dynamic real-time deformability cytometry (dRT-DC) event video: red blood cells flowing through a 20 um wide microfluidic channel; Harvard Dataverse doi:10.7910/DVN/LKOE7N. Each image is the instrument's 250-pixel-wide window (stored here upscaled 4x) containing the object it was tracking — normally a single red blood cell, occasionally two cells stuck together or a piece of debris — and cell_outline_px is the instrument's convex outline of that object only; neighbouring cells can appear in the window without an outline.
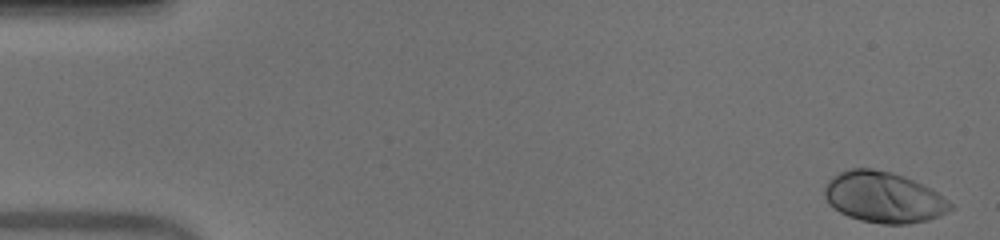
{"species": "human", "species_latin": "Homo sapiens", "temperature_condition": "warm", "stored_images_in_passage": 51, "camera_frame_rate_fps": 3000, "um_per_image_px": 0.085, "donor": {"sex": "male"}, "frame": {"image": 1, "passage_image": 1, "time_ms": 0.0, "image_size_px": [1000, 240], "cell_outline_px": [[952, 208], [928, 220], [904, 224], [880, 224], [860, 220], [848, 216], [840, 212], [828, 204], [824, 196], [824, 188], [828, 180], [832, 176], [848, 168], [872, 168], [892, 172], [904, 176], [932, 188], [944, 196], [952, 204]], "centroid_in_image_um": [75.07, 16.75], "position_along_channel_um": 9.9, "area_um2": 37.45}}
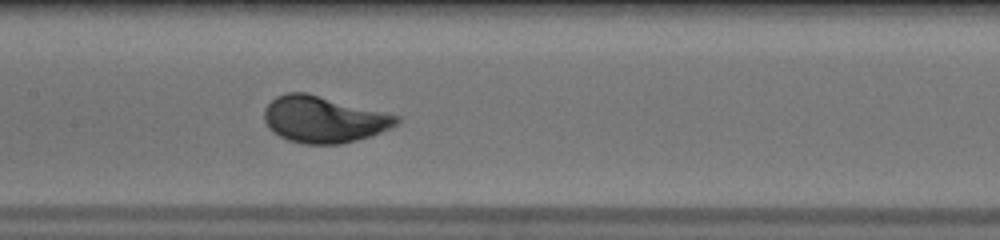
{"frame": {"image": 2, "passage_image": 25, "time_ms": 8.0, "image_size_px": [1000, 240], "cell_outline_px": [[400, 120], [396, 124], [380, 132], [356, 140], [340, 144], [304, 144], [288, 140], [272, 132], [268, 128], [264, 120], [264, 108], [276, 96], [284, 92], [308, 92], [400, 116]], "centroid_in_image_um": [27.46, 10.13], "position_along_channel_um": 179.9, "area_um2": 35.89}}
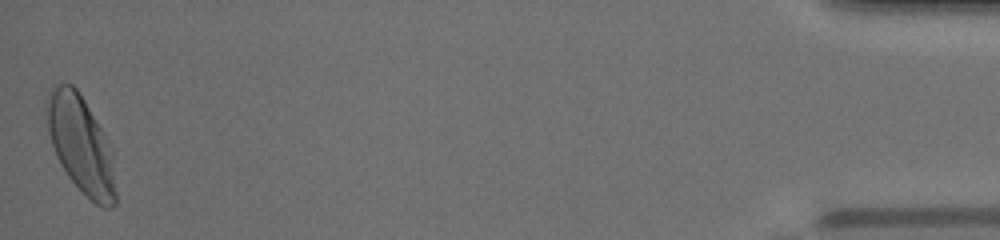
{"frame": {"image": 3, "passage_image": 51, "time_ms": 16.667, "image_size_px": [1000, 240], "cell_outline_px": [[116, 204], [112, 208], [104, 208], [96, 204], [68, 176], [60, 164], [56, 156], [48, 132], [44, 108], [44, 104], [48, 92], [52, 88], [60, 84], [72, 84], [76, 88], [84, 100], [112, 144], [116, 192]], "centroid_in_image_um": [6.88, 12.27], "position_along_channel_um": 428.3, "area_um2": 39.42}, "authors_computed_cell_mechanics": {"area_um2": 34.969, "velocity_mm_per_s": 3.94, "shape_relaxation_time_tau1_ms": 2.051, "shape_relaxation_time_tau2_ms": null, "deformation_change_tau1": 0.1658, "deformation_change_tau2": null}}